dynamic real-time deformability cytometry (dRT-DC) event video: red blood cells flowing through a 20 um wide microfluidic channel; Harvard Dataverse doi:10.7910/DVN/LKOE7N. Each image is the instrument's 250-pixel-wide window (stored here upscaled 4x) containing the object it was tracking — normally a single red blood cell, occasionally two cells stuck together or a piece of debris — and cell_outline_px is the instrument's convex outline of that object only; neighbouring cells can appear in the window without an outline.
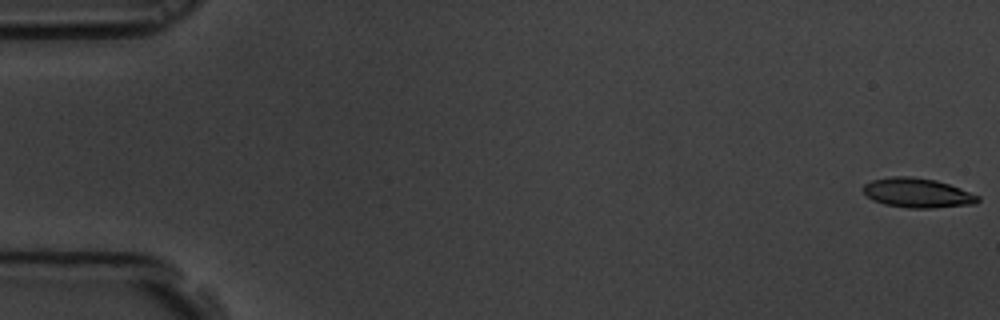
{"species": "common noctule bat (a hibernating species)", "species_latin": "Nyctalus noctula", "temperature_condition": "room temperature", "stored_images_in_passage": 60, "camera_frame_rate_fps": 3000, "um_per_image_px": 0.085, "animal": {"sex": "male", "body_mass_g": 19.5, "forearm_length_mm": 54.6}, "frame": {"image": 1, "passage_image": 1, "time_ms": 0.0, "image_size_px": [1000, 320], "cell_outline_px": [[980, 200], [976, 204], [932, 208], [908, 208], [884, 204], [872, 200], [860, 188], [864, 184], [872, 180], [892, 176], [912, 176], [936, 180], [960, 188], [980, 196]], "centroid_in_image_um": [77.97, 16.39], "position_along_channel_um": 7.0, "area_um2": 19.88}}
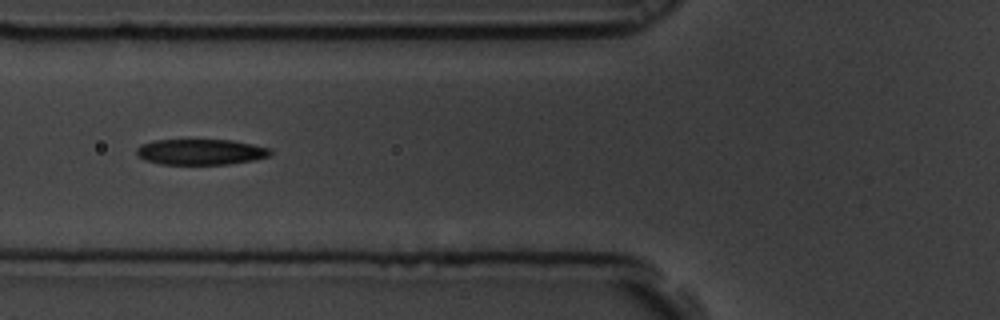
{"frame": {"image": 2, "passage_image": 23, "time_ms": 7.333, "image_size_px": [1000, 320], "cell_outline_px": [[272, 152], [268, 156], [252, 160], [228, 164], [160, 164], [144, 160], [136, 156], [136, 148], [140, 144], [152, 140], [232, 140], [272, 148]], "centroid_in_image_um": [17.01, 12.91], "position_along_channel_um": 108.8, "area_um2": 20.17}}
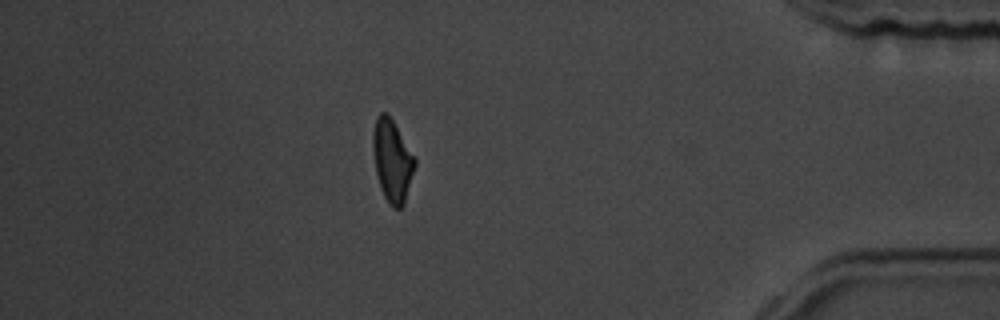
{"frame": {"image": 3, "passage_image": 52, "time_ms": 17.0, "image_size_px": [1000, 320], "cell_outline_px": [[416, 164], [404, 204], [400, 208], [392, 208], [388, 204], [380, 188], [376, 172], [372, 148], [372, 132], [376, 116], [380, 112], [388, 112], [416, 156]], "centroid_in_image_um": [33.34, 13.61], "position_along_channel_um": 401.9, "area_um2": 20.58}, "authors_computed_cell_mechanics": {"area_um2": 20.4612, "velocity_mm_per_s": 3.4568, "shape_relaxation_time_tau1_ms": 4.9968, "shape_relaxation_time_tau2_ms": 3.9641, "deformation_change_tau1": 0.1713, "deformation_change_tau2": 0.1222}}